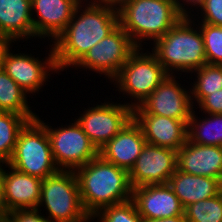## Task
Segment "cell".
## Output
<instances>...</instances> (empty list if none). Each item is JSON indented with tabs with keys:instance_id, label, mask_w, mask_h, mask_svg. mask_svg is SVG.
<instances>
[{
	"instance_id": "cell-14",
	"label": "cell",
	"mask_w": 222,
	"mask_h": 222,
	"mask_svg": "<svg viewBox=\"0 0 222 222\" xmlns=\"http://www.w3.org/2000/svg\"><path fill=\"white\" fill-rule=\"evenodd\" d=\"M80 3L81 0H31L34 42L40 43L36 49L56 39L67 27Z\"/></svg>"
},
{
	"instance_id": "cell-1",
	"label": "cell",
	"mask_w": 222,
	"mask_h": 222,
	"mask_svg": "<svg viewBox=\"0 0 222 222\" xmlns=\"http://www.w3.org/2000/svg\"><path fill=\"white\" fill-rule=\"evenodd\" d=\"M119 25L116 6L81 1L67 27L54 39L52 46L57 69L66 75L95 44ZM70 68V69H69ZM68 70V71H67Z\"/></svg>"
},
{
	"instance_id": "cell-10",
	"label": "cell",
	"mask_w": 222,
	"mask_h": 222,
	"mask_svg": "<svg viewBox=\"0 0 222 222\" xmlns=\"http://www.w3.org/2000/svg\"><path fill=\"white\" fill-rule=\"evenodd\" d=\"M137 48L127 32L118 25L111 33L87 51L84 57L69 72L75 73L72 72L73 69L74 71H84L82 74L86 72L87 77L88 74L90 76L95 73L93 79L102 77L99 78L102 79L100 80V82L102 81L101 84H104L103 79H106L105 83H110Z\"/></svg>"
},
{
	"instance_id": "cell-5",
	"label": "cell",
	"mask_w": 222,
	"mask_h": 222,
	"mask_svg": "<svg viewBox=\"0 0 222 222\" xmlns=\"http://www.w3.org/2000/svg\"><path fill=\"white\" fill-rule=\"evenodd\" d=\"M168 75L148 48L138 47L109 83V88L111 90L114 87L112 91L117 92L116 99L120 101L123 98L122 103L134 108L140 105Z\"/></svg>"
},
{
	"instance_id": "cell-7",
	"label": "cell",
	"mask_w": 222,
	"mask_h": 222,
	"mask_svg": "<svg viewBox=\"0 0 222 222\" xmlns=\"http://www.w3.org/2000/svg\"><path fill=\"white\" fill-rule=\"evenodd\" d=\"M52 222H90L81 198L78 180L72 170H58L42 181L37 207Z\"/></svg>"
},
{
	"instance_id": "cell-3",
	"label": "cell",
	"mask_w": 222,
	"mask_h": 222,
	"mask_svg": "<svg viewBox=\"0 0 222 222\" xmlns=\"http://www.w3.org/2000/svg\"><path fill=\"white\" fill-rule=\"evenodd\" d=\"M148 49L171 75H189L207 64L201 30L192 17H182Z\"/></svg>"
},
{
	"instance_id": "cell-34",
	"label": "cell",
	"mask_w": 222,
	"mask_h": 222,
	"mask_svg": "<svg viewBox=\"0 0 222 222\" xmlns=\"http://www.w3.org/2000/svg\"><path fill=\"white\" fill-rule=\"evenodd\" d=\"M8 214L4 196V164H0V222L6 221Z\"/></svg>"
},
{
	"instance_id": "cell-15",
	"label": "cell",
	"mask_w": 222,
	"mask_h": 222,
	"mask_svg": "<svg viewBox=\"0 0 222 222\" xmlns=\"http://www.w3.org/2000/svg\"><path fill=\"white\" fill-rule=\"evenodd\" d=\"M143 219L167 218L184 214L179 198L168 184L137 186L132 198Z\"/></svg>"
},
{
	"instance_id": "cell-23",
	"label": "cell",
	"mask_w": 222,
	"mask_h": 222,
	"mask_svg": "<svg viewBox=\"0 0 222 222\" xmlns=\"http://www.w3.org/2000/svg\"><path fill=\"white\" fill-rule=\"evenodd\" d=\"M30 98L3 69H0V112H12L24 115L30 121L35 120L38 113L34 110L36 107L31 105Z\"/></svg>"
},
{
	"instance_id": "cell-18",
	"label": "cell",
	"mask_w": 222,
	"mask_h": 222,
	"mask_svg": "<svg viewBox=\"0 0 222 222\" xmlns=\"http://www.w3.org/2000/svg\"><path fill=\"white\" fill-rule=\"evenodd\" d=\"M146 143L141 127L132 119L100 148L98 154L106 161L129 172Z\"/></svg>"
},
{
	"instance_id": "cell-24",
	"label": "cell",
	"mask_w": 222,
	"mask_h": 222,
	"mask_svg": "<svg viewBox=\"0 0 222 222\" xmlns=\"http://www.w3.org/2000/svg\"><path fill=\"white\" fill-rule=\"evenodd\" d=\"M188 80L191 101L195 108L210 92L222 89V65L204 64L192 71Z\"/></svg>"
},
{
	"instance_id": "cell-32",
	"label": "cell",
	"mask_w": 222,
	"mask_h": 222,
	"mask_svg": "<svg viewBox=\"0 0 222 222\" xmlns=\"http://www.w3.org/2000/svg\"><path fill=\"white\" fill-rule=\"evenodd\" d=\"M183 17H192L202 6L204 0H174ZM195 10V11H194Z\"/></svg>"
},
{
	"instance_id": "cell-28",
	"label": "cell",
	"mask_w": 222,
	"mask_h": 222,
	"mask_svg": "<svg viewBox=\"0 0 222 222\" xmlns=\"http://www.w3.org/2000/svg\"><path fill=\"white\" fill-rule=\"evenodd\" d=\"M197 24L203 37L207 64L222 65V26Z\"/></svg>"
},
{
	"instance_id": "cell-19",
	"label": "cell",
	"mask_w": 222,
	"mask_h": 222,
	"mask_svg": "<svg viewBox=\"0 0 222 222\" xmlns=\"http://www.w3.org/2000/svg\"><path fill=\"white\" fill-rule=\"evenodd\" d=\"M42 181L4 164V196L8 212L36 209L40 202Z\"/></svg>"
},
{
	"instance_id": "cell-20",
	"label": "cell",
	"mask_w": 222,
	"mask_h": 222,
	"mask_svg": "<svg viewBox=\"0 0 222 222\" xmlns=\"http://www.w3.org/2000/svg\"><path fill=\"white\" fill-rule=\"evenodd\" d=\"M0 33L17 43H34L31 0H0Z\"/></svg>"
},
{
	"instance_id": "cell-21",
	"label": "cell",
	"mask_w": 222,
	"mask_h": 222,
	"mask_svg": "<svg viewBox=\"0 0 222 222\" xmlns=\"http://www.w3.org/2000/svg\"><path fill=\"white\" fill-rule=\"evenodd\" d=\"M168 185L179 198L183 208L218 195L222 182L217 178L184 173L178 169L171 175Z\"/></svg>"
},
{
	"instance_id": "cell-22",
	"label": "cell",
	"mask_w": 222,
	"mask_h": 222,
	"mask_svg": "<svg viewBox=\"0 0 222 222\" xmlns=\"http://www.w3.org/2000/svg\"><path fill=\"white\" fill-rule=\"evenodd\" d=\"M187 138L194 144L222 146V114L200 113L194 108L188 121Z\"/></svg>"
},
{
	"instance_id": "cell-17",
	"label": "cell",
	"mask_w": 222,
	"mask_h": 222,
	"mask_svg": "<svg viewBox=\"0 0 222 222\" xmlns=\"http://www.w3.org/2000/svg\"><path fill=\"white\" fill-rule=\"evenodd\" d=\"M177 169L222 182V146L194 144L187 139L177 151Z\"/></svg>"
},
{
	"instance_id": "cell-36",
	"label": "cell",
	"mask_w": 222,
	"mask_h": 222,
	"mask_svg": "<svg viewBox=\"0 0 222 222\" xmlns=\"http://www.w3.org/2000/svg\"><path fill=\"white\" fill-rule=\"evenodd\" d=\"M125 0H104V4L113 5L118 7Z\"/></svg>"
},
{
	"instance_id": "cell-4",
	"label": "cell",
	"mask_w": 222,
	"mask_h": 222,
	"mask_svg": "<svg viewBox=\"0 0 222 222\" xmlns=\"http://www.w3.org/2000/svg\"><path fill=\"white\" fill-rule=\"evenodd\" d=\"M117 9L119 25L137 47H149L183 17L174 0H125Z\"/></svg>"
},
{
	"instance_id": "cell-12",
	"label": "cell",
	"mask_w": 222,
	"mask_h": 222,
	"mask_svg": "<svg viewBox=\"0 0 222 222\" xmlns=\"http://www.w3.org/2000/svg\"><path fill=\"white\" fill-rule=\"evenodd\" d=\"M187 79V75L182 77L169 74L140 105L133 108V114H155L177 120H189L194 106ZM184 81L188 83L186 86Z\"/></svg>"
},
{
	"instance_id": "cell-35",
	"label": "cell",
	"mask_w": 222,
	"mask_h": 222,
	"mask_svg": "<svg viewBox=\"0 0 222 222\" xmlns=\"http://www.w3.org/2000/svg\"><path fill=\"white\" fill-rule=\"evenodd\" d=\"M143 222H188L185 218V215H178L173 217H167V218H157V219H143Z\"/></svg>"
},
{
	"instance_id": "cell-25",
	"label": "cell",
	"mask_w": 222,
	"mask_h": 222,
	"mask_svg": "<svg viewBox=\"0 0 222 222\" xmlns=\"http://www.w3.org/2000/svg\"><path fill=\"white\" fill-rule=\"evenodd\" d=\"M29 121L24 115L0 112V164L9 162L18 135Z\"/></svg>"
},
{
	"instance_id": "cell-31",
	"label": "cell",
	"mask_w": 222,
	"mask_h": 222,
	"mask_svg": "<svg viewBox=\"0 0 222 222\" xmlns=\"http://www.w3.org/2000/svg\"><path fill=\"white\" fill-rule=\"evenodd\" d=\"M195 108L206 114H222V89L210 92Z\"/></svg>"
},
{
	"instance_id": "cell-29",
	"label": "cell",
	"mask_w": 222,
	"mask_h": 222,
	"mask_svg": "<svg viewBox=\"0 0 222 222\" xmlns=\"http://www.w3.org/2000/svg\"><path fill=\"white\" fill-rule=\"evenodd\" d=\"M192 18L197 23L222 26V0H204Z\"/></svg>"
},
{
	"instance_id": "cell-9",
	"label": "cell",
	"mask_w": 222,
	"mask_h": 222,
	"mask_svg": "<svg viewBox=\"0 0 222 222\" xmlns=\"http://www.w3.org/2000/svg\"><path fill=\"white\" fill-rule=\"evenodd\" d=\"M105 96V99L102 98L103 100L97 102L93 98L83 108L79 104L82 111L80 109L79 114H75L78 116L74 117L98 151L133 119L132 107L118 99L116 101L113 94L109 96L111 98Z\"/></svg>"
},
{
	"instance_id": "cell-13",
	"label": "cell",
	"mask_w": 222,
	"mask_h": 222,
	"mask_svg": "<svg viewBox=\"0 0 222 222\" xmlns=\"http://www.w3.org/2000/svg\"><path fill=\"white\" fill-rule=\"evenodd\" d=\"M177 169V151L146 143L129 171L132 188L168 184Z\"/></svg>"
},
{
	"instance_id": "cell-6",
	"label": "cell",
	"mask_w": 222,
	"mask_h": 222,
	"mask_svg": "<svg viewBox=\"0 0 222 222\" xmlns=\"http://www.w3.org/2000/svg\"><path fill=\"white\" fill-rule=\"evenodd\" d=\"M25 44L29 46V48H26ZM25 44L17 43V46H14V49L6 56L2 69L31 97V99L34 98L31 100L32 102H36L35 99L37 98L35 97H38L40 93L42 95L43 89L46 93L45 86H51L52 77L56 74L59 76L60 73L56 66L52 43H45V45H48L44 46L46 47L45 49H47H44V51H39V49H37L38 51L36 49L31 50L30 46L31 48H35V43L34 45L31 43ZM21 45H23V48ZM21 49H23V51H21ZM34 50L36 52H34ZM41 54L43 57L45 55V57H41Z\"/></svg>"
},
{
	"instance_id": "cell-27",
	"label": "cell",
	"mask_w": 222,
	"mask_h": 222,
	"mask_svg": "<svg viewBox=\"0 0 222 222\" xmlns=\"http://www.w3.org/2000/svg\"><path fill=\"white\" fill-rule=\"evenodd\" d=\"M97 219V220H96ZM143 222L132 200L104 207L91 217V222Z\"/></svg>"
},
{
	"instance_id": "cell-30",
	"label": "cell",
	"mask_w": 222,
	"mask_h": 222,
	"mask_svg": "<svg viewBox=\"0 0 222 222\" xmlns=\"http://www.w3.org/2000/svg\"><path fill=\"white\" fill-rule=\"evenodd\" d=\"M6 222H52L45 214L36 209H18L10 211Z\"/></svg>"
},
{
	"instance_id": "cell-16",
	"label": "cell",
	"mask_w": 222,
	"mask_h": 222,
	"mask_svg": "<svg viewBox=\"0 0 222 222\" xmlns=\"http://www.w3.org/2000/svg\"><path fill=\"white\" fill-rule=\"evenodd\" d=\"M147 143L178 151L187 141L189 120H177L155 114H133Z\"/></svg>"
},
{
	"instance_id": "cell-2",
	"label": "cell",
	"mask_w": 222,
	"mask_h": 222,
	"mask_svg": "<svg viewBox=\"0 0 222 222\" xmlns=\"http://www.w3.org/2000/svg\"><path fill=\"white\" fill-rule=\"evenodd\" d=\"M74 172L83 208L90 218L104 207L132 198L129 172L106 161L99 154Z\"/></svg>"
},
{
	"instance_id": "cell-8",
	"label": "cell",
	"mask_w": 222,
	"mask_h": 222,
	"mask_svg": "<svg viewBox=\"0 0 222 222\" xmlns=\"http://www.w3.org/2000/svg\"><path fill=\"white\" fill-rule=\"evenodd\" d=\"M42 116L38 113L36 119L46 128L52 157L59 170L75 171L98 155L97 148L74 118L71 120L67 118L68 123L57 124L56 122L54 125L48 122L50 119L47 116H45L46 118H42Z\"/></svg>"
},
{
	"instance_id": "cell-26",
	"label": "cell",
	"mask_w": 222,
	"mask_h": 222,
	"mask_svg": "<svg viewBox=\"0 0 222 222\" xmlns=\"http://www.w3.org/2000/svg\"><path fill=\"white\" fill-rule=\"evenodd\" d=\"M188 222H222V195L192 203L184 208Z\"/></svg>"
},
{
	"instance_id": "cell-33",
	"label": "cell",
	"mask_w": 222,
	"mask_h": 222,
	"mask_svg": "<svg viewBox=\"0 0 222 222\" xmlns=\"http://www.w3.org/2000/svg\"><path fill=\"white\" fill-rule=\"evenodd\" d=\"M17 42L8 35L0 33V69L8 53L13 49Z\"/></svg>"
},
{
	"instance_id": "cell-37",
	"label": "cell",
	"mask_w": 222,
	"mask_h": 222,
	"mask_svg": "<svg viewBox=\"0 0 222 222\" xmlns=\"http://www.w3.org/2000/svg\"><path fill=\"white\" fill-rule=\"evenodd\" d=\"M88 1H93L96 3L104 4V0H88Z\"/></svg>"
},
{
	"instance_id": "cell-11",
	"label": "cell",
	"mask_w": 222,
	"mask_h": 222,
	"mask_svg": "<svg viewBox=\"0 0 222 222\" xmlns=\"http://www.w3.org/2000/svg\"><path fill=\"white\" fill-rule=\"evenodd\" d=\"M16 170L41 179L56 173L46 128L37 120L20 131L13 154L7 163Z\"/></svg>"
}]
</instances>
